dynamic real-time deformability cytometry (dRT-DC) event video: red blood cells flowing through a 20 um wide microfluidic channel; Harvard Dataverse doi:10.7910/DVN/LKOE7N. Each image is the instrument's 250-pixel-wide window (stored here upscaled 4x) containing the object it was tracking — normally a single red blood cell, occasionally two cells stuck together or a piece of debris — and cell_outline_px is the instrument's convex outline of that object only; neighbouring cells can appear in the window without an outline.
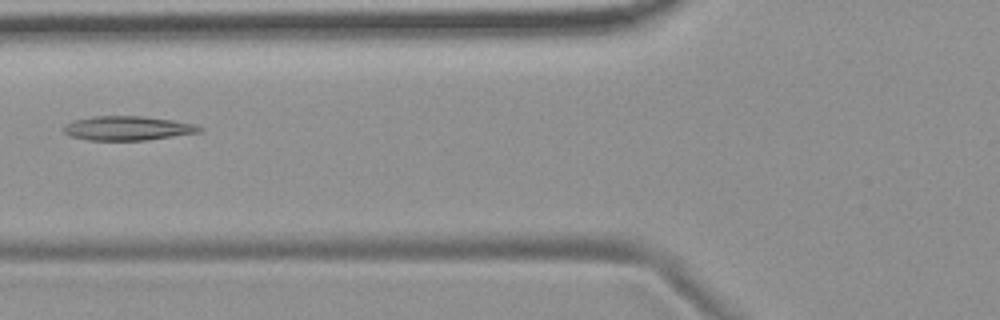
{"species": "common noctule bat (a hibernating species)", "species_latin": "Nyctalus noctula", "temperature_condition": "room temperature", "stored_images_in_passage": 2, "camera_frame_rate_fps": 3000, "um_per_image_px": 0.085, "animal": {"sex": "female", "body_mass_g": 19.9}, "frame": {"image": 1, "passage_image": 2, "time_ms": 1.333, "image_size_px": [1000, 320], "cell_outline_px": [[204, 132], [148, 140], [88, 140], [68, 136], [64, 132], [64, 124], [76, 120], [92, 116], [144, 116], [172, 120], [196, 124], [204, 128]], "centroid_in_image_um": [10.9, 10.9], "position_along_channel_um": 114.9, "area_um2": 19.42}}